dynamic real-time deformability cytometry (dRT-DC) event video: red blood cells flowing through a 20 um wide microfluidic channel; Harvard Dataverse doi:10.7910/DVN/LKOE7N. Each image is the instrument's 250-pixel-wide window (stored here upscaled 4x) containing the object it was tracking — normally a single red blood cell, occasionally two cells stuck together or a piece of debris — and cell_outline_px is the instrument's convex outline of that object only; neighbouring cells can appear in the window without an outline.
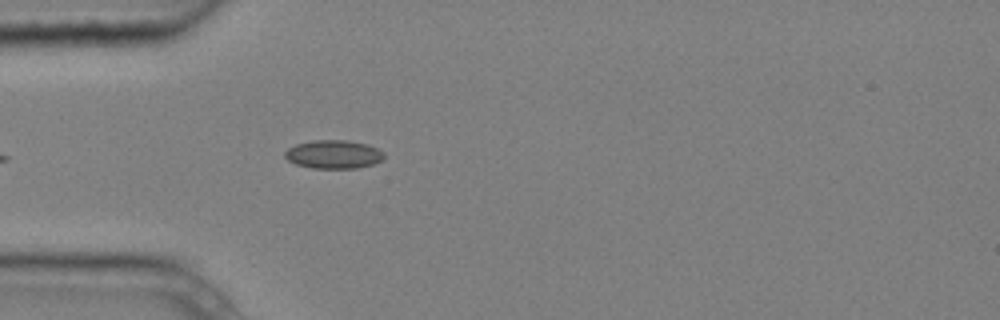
{"species": "common noctule bat (a hibernating species)", "species_latin": "Nyctalus noctula", "temperature_condition": "cold", "stored_images_in_passage": 4, "camera_frame_rate_fps": 3000, "um_per_image_px": 0.085, "animal": {"sex": "male", "body_mass_g": 20.4}, "frame": {"image": 1, "passage_image": 4, "time_ms": 1.0, "image_size_px": [1000, 320], "cell_outline_px": [[384, 156], [380, 160], [372, 164], [356, 168], [312, 168], [296, 164], [288, 160], [284, 156], [284, 152], [288, 148], [296, 144], [312, 140], [348, 140], [368, 144], [384, 152]], "centroid_in_image_um": [28.33, 13.11], "position_along_channel_um": 56.7, "area_um2": 16.42}}